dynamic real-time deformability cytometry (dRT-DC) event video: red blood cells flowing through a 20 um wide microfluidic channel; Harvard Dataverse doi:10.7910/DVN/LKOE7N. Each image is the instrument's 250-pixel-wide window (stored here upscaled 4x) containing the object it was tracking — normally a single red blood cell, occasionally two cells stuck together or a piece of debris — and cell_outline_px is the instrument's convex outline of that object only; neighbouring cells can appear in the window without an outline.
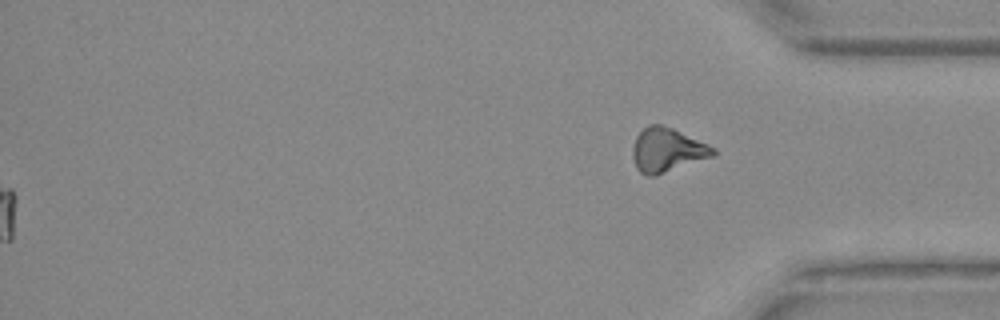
{"species": "Egyptian fruit bat (a non-hibernating species)", "species_latin": "Rousettus aegyptiacus", "temperature_condition": "warm", "stored_images_in_passage": 40, "segment_of_instrument_passage": [2, 2], "camera_frame_rate_fps": 3000, "um_per_image_px": 0.085, "animal": {"sex": "female"}, "frame": {"image": 1, "passage_image": 40, "time_ms": 13.0, "image_size_px": [1000, 320], "cell_outline_px": [[716, 156], [656, 176], [648, 176], [640, 172], [636, 168], [632, 156], [632, 148], [636, 136], [648, 124], [660, 124], [672, 128], [708, 144], [716, 148]], "centroid_in_image_um": [56.72, 12.77], "position_along_channel_um": 378.5, "area_um2": 20.92}}